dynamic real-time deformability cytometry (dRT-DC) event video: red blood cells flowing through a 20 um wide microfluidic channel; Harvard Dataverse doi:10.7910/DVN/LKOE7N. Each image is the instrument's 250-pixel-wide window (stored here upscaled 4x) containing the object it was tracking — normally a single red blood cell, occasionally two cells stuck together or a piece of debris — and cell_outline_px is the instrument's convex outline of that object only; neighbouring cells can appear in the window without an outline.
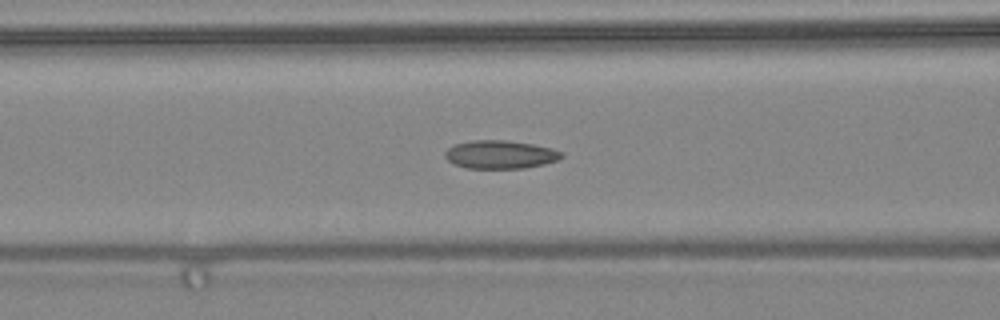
{"species": "common noctule bat (a hibernating species)", "species_latin": "Nyctalus noctula", "temperature_condition": "warm", "stored_images_in_passage": 48, "camera_frame_rate_fps": 3000, "um_per_image_px": 0.085, "animal": {"sex": "female", "body_mass_g": 24.6, "forearm_length_mm": 56.2}, "frame": {"image": 1, "passage_image": 20, "time_ms": 6.333, "image_size_px": [1000, 320], "cell_outline_px": [[564, 156], [556, 160], [544, 164], [524, 168], [468, 168], [452, 164], [444, 156], [444, 152], [452, 144], [472, 140], [504, 140], [532, 144], [552, 148], [560, 152]], "centroid_in_image_um": [42.46, 13.13], "position_along_channel_um": 124.1, "area_um2": 19.19}}
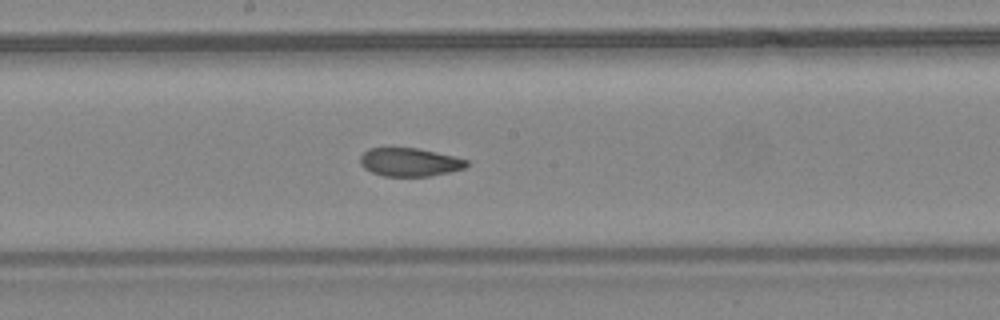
{"frame": {"image": 2, "passage_image": 26, "time_ms": 8.333, "image_size_px": [1000, 320], "cell_outline_px": [[468, 164], [464, 168], [432, 176], [384, 176], [372, 172], [364, 168], [360, 164], [360, 156], [368, 148], [416, 148], [436, 152], [468, 160]], "centroid_in_image_um": [34.79, 13.78], "position_along_channel_um": 213.4, "area_um2": 17.46}}
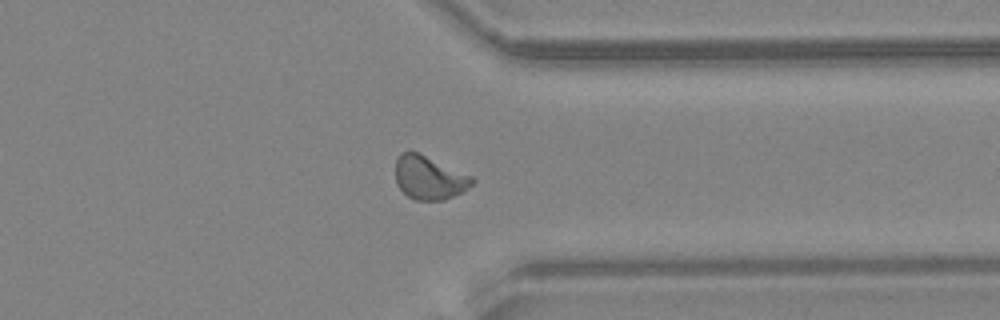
{"frame": {"image": 3, "passage_image": 37, "time_ms": 12.0, "image_size_px": [1000, 320], "cell_outline_px": [[476, 180], [468, 188], [444, 200], [416, 200], [408, 196], [396, 184], [396, 160], [400, 152], [408, 148], [472, 176]], "centroid_in_image_um": [36.45, 15.08], "position_along_channel_um": 375.0, "area_um2": 19.42}, "authors_computed_cell_mechanics": {"area_um2": 19.0451, "velocity_mm_per_s": 4.4591, "shape_relaxation_time_tau1_ms": 3.5099, "shape_relaxation_time_tau2_ms": 1.3487, "deformation_change_tau1": 0.141, "deformation_change_tau2": 0.0747}}